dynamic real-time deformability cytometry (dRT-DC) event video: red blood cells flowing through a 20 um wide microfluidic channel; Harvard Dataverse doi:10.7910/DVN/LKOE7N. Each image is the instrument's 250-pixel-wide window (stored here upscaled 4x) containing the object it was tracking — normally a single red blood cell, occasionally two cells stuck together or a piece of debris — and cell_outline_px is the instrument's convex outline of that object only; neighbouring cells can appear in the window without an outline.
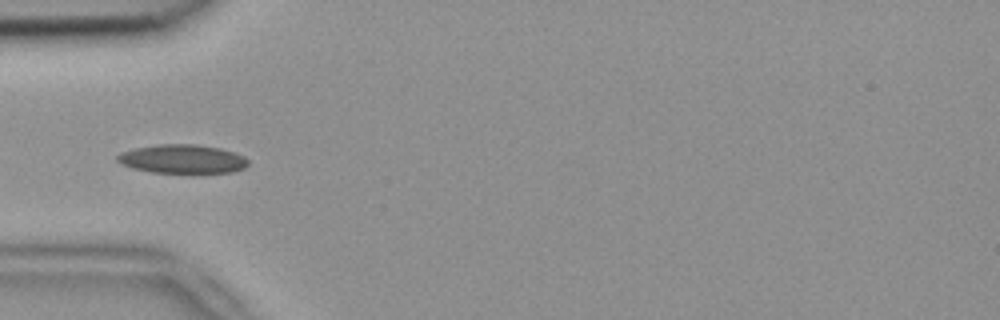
{"species": "common noctule bat (a hibernating species)", "species_latin": "Nyctalus noctula", "temperature_condition": "room temperature", "stored_images_in_passage": 5, "camera_frame_rate_fps": 3000, "um_per_image_px": 0.085, "animal": {"sex": "female", "body_mass_g": 18.4}, "frame": {"image": 1, "passage_image": 5, "time_ms": 1.333, "image_size_px": [1000, 320], "cell_outline_px": [[248, 164], [244, 168], [232, 172], [200, 176], [152, 172], [132, 168], [120, 164], [116, 160], [116, 156], [120, 152], [136, 148], [156, 144], [196, 144], [220, 148], [236, 152], [244, 156], [248, 160]], "centroid_in_image_um": [15.54, 13.56], "position_along_channel_um": 69.5, "area_um2": 23.12}}